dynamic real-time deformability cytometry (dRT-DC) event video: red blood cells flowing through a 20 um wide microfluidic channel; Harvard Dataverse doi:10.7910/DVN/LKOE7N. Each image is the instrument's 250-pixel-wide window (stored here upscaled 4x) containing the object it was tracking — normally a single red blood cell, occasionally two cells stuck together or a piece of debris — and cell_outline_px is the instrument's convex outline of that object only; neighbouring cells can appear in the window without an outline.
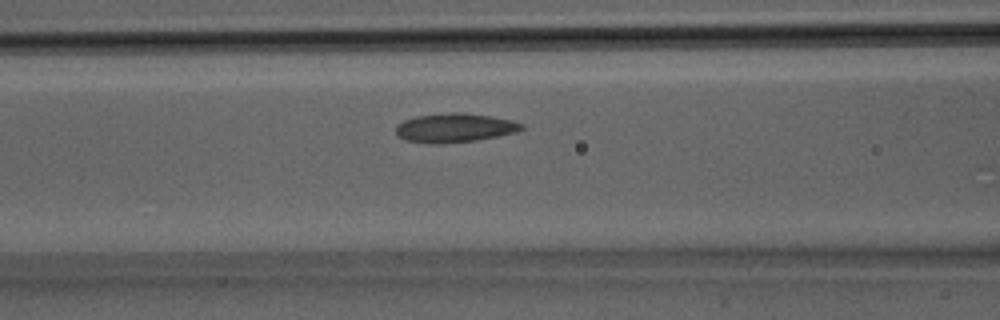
{"species": "Egyptian fruit bat (a non-hibernating species)", "species_latin": "Rousettus aegyptiacus", "temperature_condition": "room temperature", "stored_images_in_passage": 20, "camera_frame_rate_fps": 3000, "um_per_image_px": 0.085, "animal": {"sex": "male"}, "frame": {"image": 1, "passage_image": 4, "time_ms": 1.0, "image_size_px": [1000, 320], "cell_outline_px": [[524, 128], [516, 132], [476, 140], [440, 144], [428, 144], [404, 140], [396, 132], [396, 124], [404, 120], [416, 116], [452, 112], [464, 112], [492, 116], [512, 120], [524, 124]], "centroid_in_image_um": [38.64, 10.86], "position_along_channel_um": 128.0, "area_um2": 21.39}}
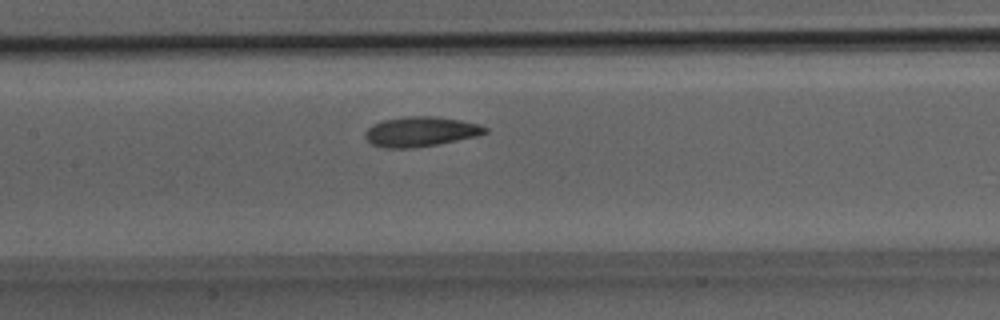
{"frame": {"image": 2, "passage_image": 6, "time_ms": 1.667, "image_size_px": [1000, 320], "cell_outline_px": [[488, 132], [476, 136], [436, 144], [412, 148], [380, 148], [372, 144], [364, 136], [364, 132], [372, 124], [384, 120], [404, 116], [436, 116], [460, 120], [480, 124], [488, 128]], "centroid_in_image_um": [35.73, 11.18], "position_along_channel_um": 171.7, "area_um2": 20.92}}
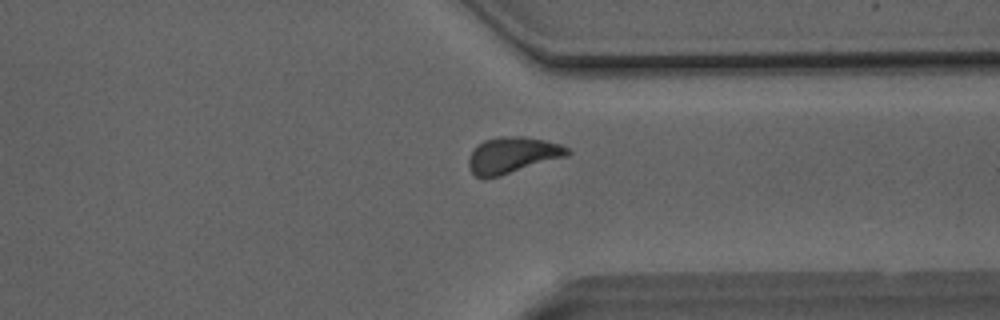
{"frame": {"image": 3, "passage_image": 15, "time_ms": 4.667, "image_size_px": [1000, 320], "cell_outline_px": [[572, 152], [568, 156], [500, 176], [476, 176], [472, 172], [468, 164], [468, 156], [472, 148], [476, 144], [484, 140], [500, 136], [524, 136], [544, 140], [560, 144], [568, 148]], "centroid_in_image_um": [43.56, 13.16], "position_along_channel_um": 367.8, "area_um2": 20.92}}